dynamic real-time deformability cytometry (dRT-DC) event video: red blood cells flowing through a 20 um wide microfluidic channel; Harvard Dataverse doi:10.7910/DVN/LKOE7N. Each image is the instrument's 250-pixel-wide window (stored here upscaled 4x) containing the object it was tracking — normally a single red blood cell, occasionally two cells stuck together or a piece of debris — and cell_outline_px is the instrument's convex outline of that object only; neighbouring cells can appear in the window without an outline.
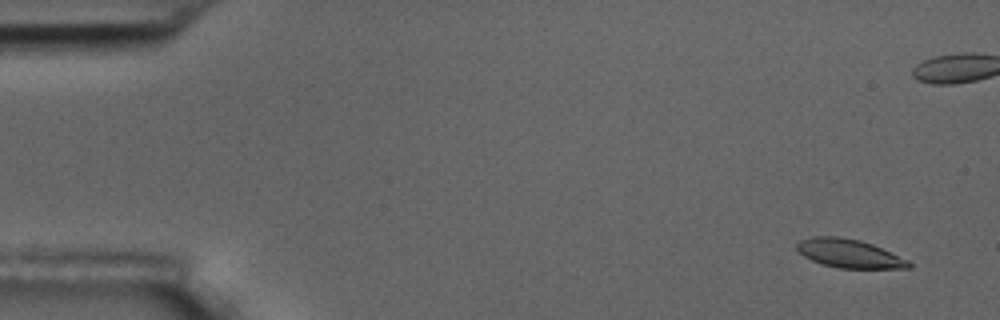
{"species": "common noctule bat (a hibernating species)", "species_latin": "Nyctalus noctula", "temperature_condition": "room temperature", "stored_images_in_passage": 58, "camera_frame_rate_fps": 3000, "um_per_image_px": 0.085, "animal": {"sex": "male", "body_mass_g": 17.5, "forearm_length_mm": 52.3}, "frame": {"image": 1, "passage_image": 4, "time_ms": 1.0, "image_size_px": [1000, 320], "cell_outline_px": [[912, 268], [840, 268], [820, 264], [804, 256], [796, 248], [796, 244], [800, 240], [812, 236], [836, 236], [860, 240], [872, 244], [908, 260], [912, 264]], "centroid_in_image_um": [72.16, 21.54], "position_along_channel_um": 12.8, "area_um2": 18.55}}
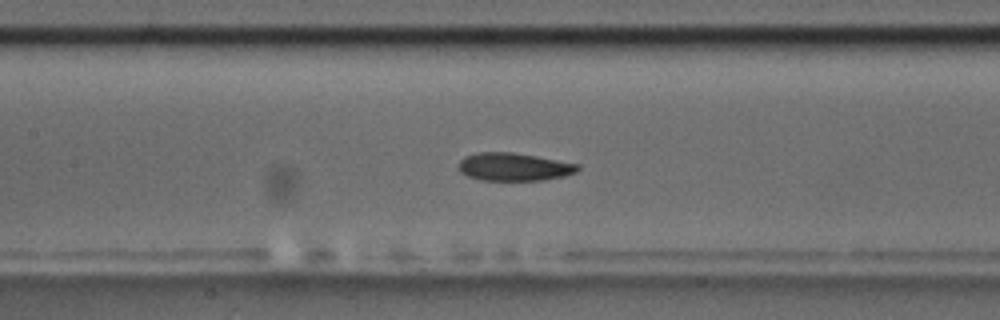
{"frame": {"image": 2, "passage_image": 27, "time_ms": 8.667, "image_size_px": [1000, 320], "cell_outline_px": [[580, 168], [576, 172], [564, 176], [544, 180], [480, 180], [468, 176], [460, 172], [460, 160], [464, 156], [476, 152], [512, 152], [536, 156], [580, 164]], "centroid_in_image_um": [43.69, 14.18], "position_along_channel_um": 163.7, "area_um2": 19.42}}
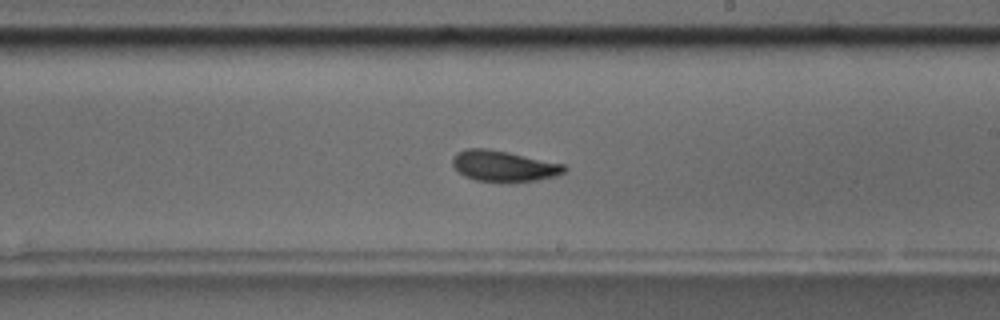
{"frame": {"image": 3, "passage_image": 34, "time_ms": 11.0, "image_size_px": [1000, 320], "cell_outline_px": [[568, 168], [564, 172], [556, 176], [536, 180], [512, 184], [508, 184], [476, 180], [464, 176], [452, 164], [452, 160], [456, 152], [464, 148], [488, 148], [508, 152], [564, 164]], "centroid_in_image_um": [42.81, 14.13], "position_along_channel_um": 246.2, "area_um2": 20.58}, "authors_computed_cell_mechanics": {"area_um2": 19.4786, "velocity_mm_per_s": 3.5559, "shape_relaxation_time_tau1_ms": 6.3445, "shape_relaxation_time_tau2_ms": 2.5993, "deformation_change_tau1": 0.1392, "deformation_change_tau2": 0.0878}}